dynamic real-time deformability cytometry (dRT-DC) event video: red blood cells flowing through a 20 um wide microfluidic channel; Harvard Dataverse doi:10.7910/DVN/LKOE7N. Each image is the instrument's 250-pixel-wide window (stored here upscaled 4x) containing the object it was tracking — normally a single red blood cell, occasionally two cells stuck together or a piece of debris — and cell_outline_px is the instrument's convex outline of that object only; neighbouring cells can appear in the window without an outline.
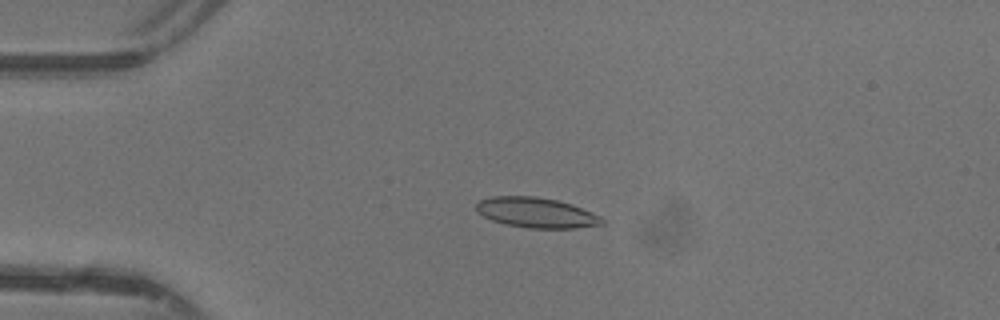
{"species": "common noctule bat (a hibernating species)", "species_latin": "Nyctalus noctula", "temperature_condition": "warm", "stored_images_in_passage": 28, "camera_frame_rate_fps": 3000, "um_per_image_px": 0.085, "animal": {"sex": "female"}, "frame": {"image": 1, "passage_image": 1, "time_ms": 0.0, "image_size_px": [1000, 320], "cell_outline_px": [[604, 224], [576, 228], [528, 228], [508, 224], [492, 220], [476, 212], [476, 204], [480, 200], [492, 196], [536, 196], [556, 200], [572, 204], [600, 216], [604, 220]], "centroid_in_image_um": [45.58, 18.07], "position_along_channel_um": 39.4, "area_um2": 22.02}}
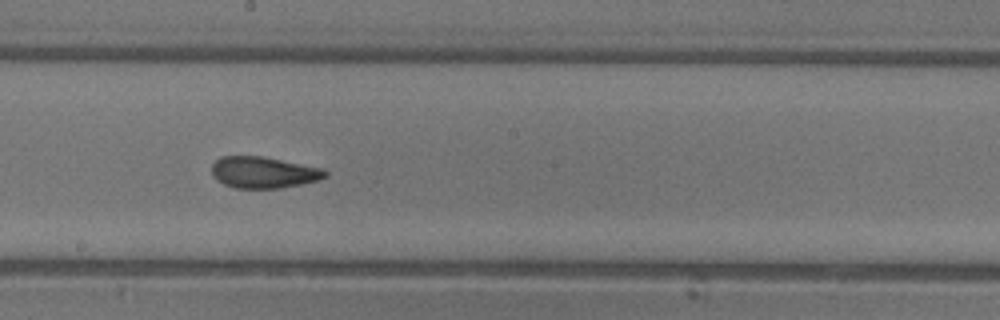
{"frame": {"image": 2, "passage_image": 16, "time_ms": 5.0, "image_size_px": [1000, 320], "cell_outline_px": [[328, 176], [320, 180], [280, 188], [236, 188], [224, 184], [216, 180], [212, 176], [212, 164], [220, 156], [260, 156], [324, 168], [328, 172]], "centroid_in_image_um": [22.41, 14.65], "position_along_channel_um": 225.8, "area_um2": 20.87}}
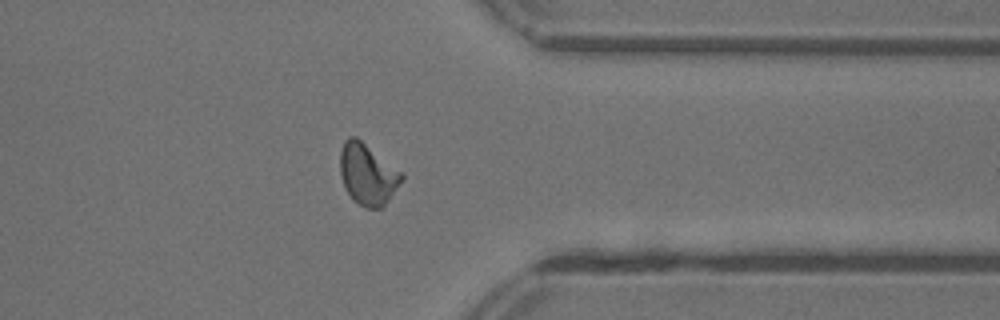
{"frame": {"image": 3, "passage_image": 27, "time_ms": 8.667, "image_size_px": [1000, 320], "cell_outline_px": [[404, 180], [384, 208], [364, 208], [352, 200], [344, 188], [340, 172], [340, 152], [344, 140], [348, 136], [356, 136], [404, 172]], "centroid_in_image_um": [31.28, 14.82], "position_along_channel_um": 380.1, "area_um2": 22.72}}